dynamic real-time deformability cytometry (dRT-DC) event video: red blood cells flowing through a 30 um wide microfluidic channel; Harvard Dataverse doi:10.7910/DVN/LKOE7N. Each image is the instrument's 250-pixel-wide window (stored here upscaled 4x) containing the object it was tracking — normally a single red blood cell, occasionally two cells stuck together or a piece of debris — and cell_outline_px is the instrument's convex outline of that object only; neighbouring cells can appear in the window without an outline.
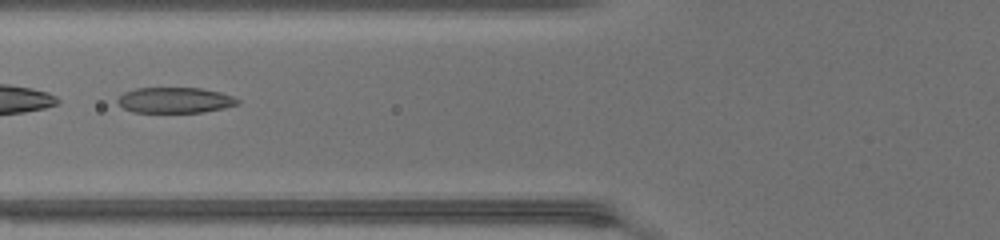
{"species": "common noctule bat (a hibernating species)", "species_latin": "Nyctalus noctula", "temperature_condition": "warm", "stored_images_in_passage": 48, "segment_of_instrument_passage": [2, 2], "camera_frame_rate_fps": 3000, "um_per_image_px": 0.085, "animal": {"sex": "female", "body_mass_g": 17.0, "forearm_length_mm": 48.0}, "frame": {"image": 1, "passage_image": 21, "time_ms": 6.667, "image_size_px": [1000, 240], "cell_outline_px": [[240, 100], [236, 104], [224, 108], [204, 112], [132, 112], [124, 108], [116, 100], [124, 92], [136, 88], [200, 88], [220, 92], [232, 96]], "centroid_in_image_um": [14.86, 8.51], "position_along_channel_um": 110.9, "area_um2": 17.8}}
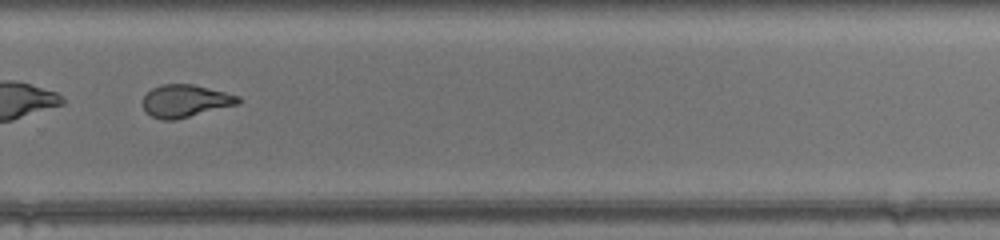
{"frame": {"image": 2, "passage_image": 35, "time_ms": 11.333, "image_size_px": [1000, 240], "cell_outline_px": [[240, 104], [176, 120], [160, 120], [152, 116], [140, 104], [144, 96], [152, 88], [160, 84], [192, 84], [240, 96]], "centroid_in_image_um": [15.74, 8.59], "position_along_channel_um": 314.1, "area_um2": 18.21}}